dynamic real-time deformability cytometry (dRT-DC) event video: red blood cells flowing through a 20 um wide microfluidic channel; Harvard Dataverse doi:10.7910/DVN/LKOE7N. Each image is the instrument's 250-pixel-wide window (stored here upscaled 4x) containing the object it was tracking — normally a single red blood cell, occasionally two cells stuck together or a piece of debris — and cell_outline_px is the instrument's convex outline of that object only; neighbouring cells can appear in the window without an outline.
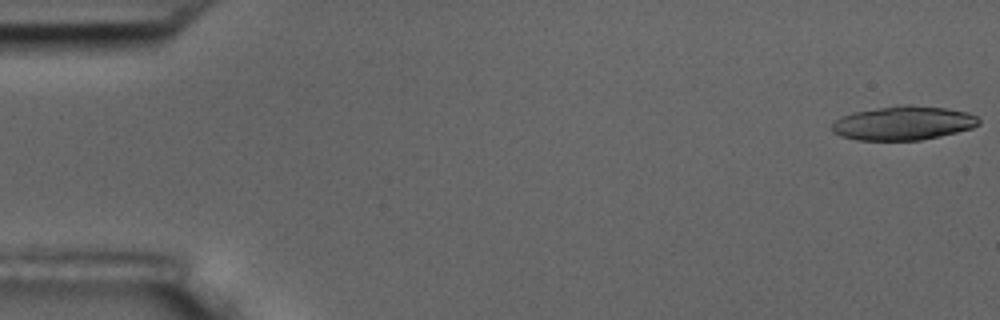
{"species": "common noctule bat (a hibernating species)", "species_latin": "Nyctalus noctula", "temperature_condition": "room temperature", "stored_images_in_passage": 6, "camera_frame_rate_fps": 3000, "um_per_image_px": 0.085, "animal": {"sex": "male", "body_mass_g": 17.5, "forearm_length_mm": 52.3}, "frame": {"image": 1, "passage_image": 1, "time_ms": 0.0, "image_size_px": [1000, 320], "cell_outline_px": [[980, 124], [972, 128], [940, 136], [920, 140], [856, 140], [840, 136], [832, 132], [832, 124], [840, 116], [856, 112], [896, 104], [912, 104], [948, 108], [968, 112], [976, 116], [980, 120]], "centroid_in_image_um": [76.79, 10.45], "position_along_channel_um": 8.2, "area_um2": 29.36}}